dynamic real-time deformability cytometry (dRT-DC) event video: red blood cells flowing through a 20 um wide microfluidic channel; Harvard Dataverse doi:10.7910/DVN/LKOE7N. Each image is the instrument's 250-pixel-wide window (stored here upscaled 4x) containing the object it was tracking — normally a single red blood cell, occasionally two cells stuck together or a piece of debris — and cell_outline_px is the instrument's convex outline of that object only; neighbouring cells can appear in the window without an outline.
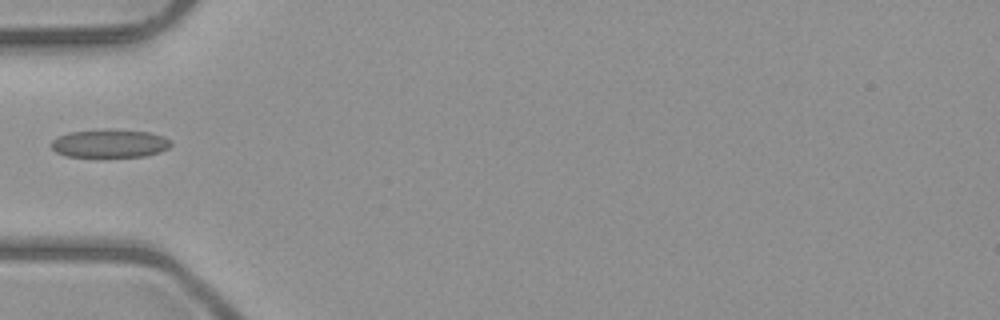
{"species": "common noctule bat (a hibernating species)", "species_latin": "Nyctalus noctula", "temperature_condition": "room temperature", "stored_images_in_passage": 7, "camera_frame_rate_fps": 3000, "um_per_image_px": 0.085, "animal": {"sex": "male", "body_mass_g": 23.1, "forearm_length_mm": 52.7}, "frame": {"image": 1, "passage_image": 6, "time_ms": 5.667, "image_size_px": [1000, 320], "cell_outline_px": [[172, 144], [168, 148], [160, 152], [144, 156], [64, 156], [56, 152], [52, 148], [52, 140], [68, 132], [148, 132], [164, 136], [172, 140]], "centroid_in_image_um": [9.37, 12.24], "position_along_channel_um": 75.6, "area_um2": 18.61}}
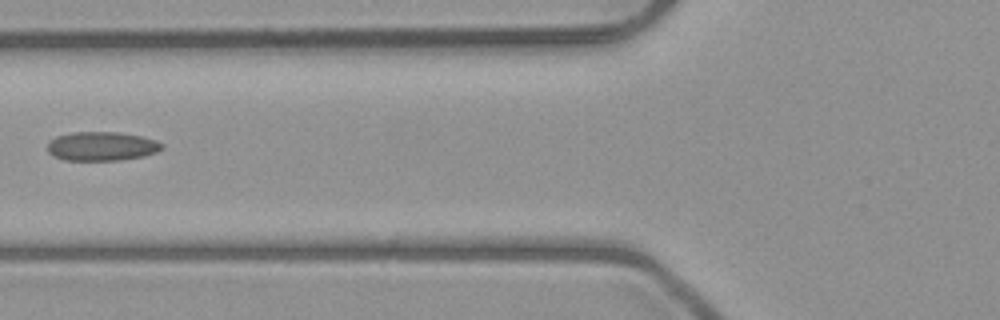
{"frame": {"image": 2, "passage_image": 7, "time_ms": 6.667, "image_size_px": [1000, 320], "cell_outline_px": [[164, 148], [156, 152], [144, 156], [120, 160], [64, 160], [52, 156], [48, 152], [48, 140], [56, 136], [72, 132], [116, 132], [140, 136], [156, 140], [164, 144]], "centroid_in_image_um": [8.63, 12.43], "position_along_channel_um": 117.2, "area_um2": 19.48}}